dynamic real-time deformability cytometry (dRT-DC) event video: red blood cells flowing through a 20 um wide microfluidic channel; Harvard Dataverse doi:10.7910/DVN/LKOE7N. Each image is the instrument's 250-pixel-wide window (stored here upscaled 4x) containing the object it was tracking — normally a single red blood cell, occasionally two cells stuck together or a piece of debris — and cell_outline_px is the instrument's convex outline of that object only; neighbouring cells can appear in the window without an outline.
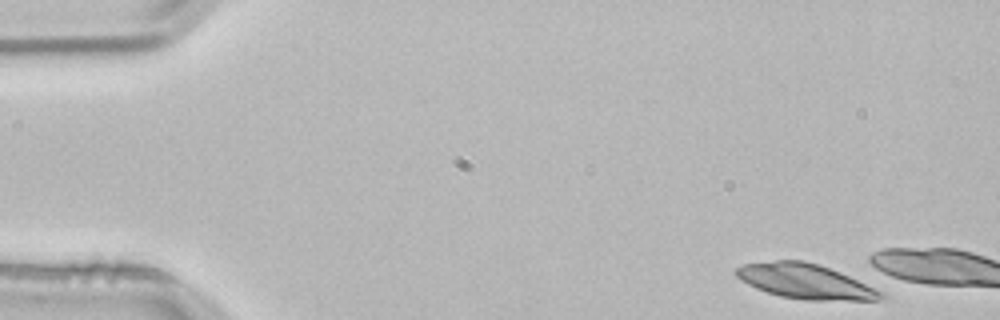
{"species": "common noctule bat (a hibernating species)", "species_latin": "Nyctalus noctula", "temperature_condition": "room temperature", "stored_images_in_passage": 2, "camera_frame_rate_fps": 3000, "um_per_image_px": 0.085, "animal": {"sex": "male", "body_mass_g": 21.5, "forearm_length_mm": 52.0}, "frame": {"image": 1, "passage_image": 1, "time_ms": 0.0, "image_size_px": [1000, 320], "cell_outline_px": [[888, 296], [880, 300], [804, 300], [780, 296], [756, 288], [740, 280], [736, 276], [736, 268], [744, 264], [776, 260], [804, 260], [820, 264], [840, 272], [884, 292]], "centroid_in_image_um": [68.48, 23.91], "position_along_channel_um": 16.5, "area_um2": 29.42}}